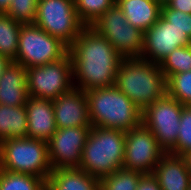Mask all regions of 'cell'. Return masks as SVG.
Returning <instances> with one entry per match:
<instances>
[{
  "label": "cell",
  "mask_w": 191,
  "mask_h": 190,
  "mask_svg": "<svg viewBox=\"0 0 191 190\" xmlns=\"http://www.w3.org/2000/svg\"><path fill=\"white\" fill-rule=\"evenodd\" d=\"M12 62L10 58L0 55V77Z\"/></svg>",
  "instance_id": "1f68e13d"
},
{
  "label": "cell",
  "mask_w": 191,
  "mask_h": 190,
  "mask_svg": "<svg viewBox=\"0 0 191 190\" xmlns=\"http://www.w3.org/2000/svg\"><path fill=\"white\" fill-rule=\"evenodd\" d=\"M191 151V106H184L180 116L179 133L170 154L183 156Z\"/></svg>",
  "instance_id": "4316f807"
},
{
  "label": "cell",
  "mask_w": 191,
  "mask_h": 190,
  "mask_svg": "<svg viewBox=\"0 0 191 190\" xmlns=\"http://www.w3.org/2000/svg\"><path fill=\"white\" fill-rule=\"evenodd\" d=\"M123 130L92 127L82 151L79 169L99 180L123 167Z\"/></svg>",
  "instance_id": "277c9868"
},
{
  "label": "cell",
  "mask_w": 191,
  "mask_h": 190,
  "mask_svg": "<svg viewBox=\"0 0 191 190\" xmlns=\"http://www.w3.org/2000/svg\"><path fill=\"white\" fill-rule=\"evenodd\" d=\"M92 126L57 129L47 142L53 170L79 168L82 151Z\"/></svg>",
  "instance_id": "7c38bea8"
},
{
  "label": "cell",
  "mask_w": 191,
  "mask_h": 190,
  "mask_svg": "<svg viewBox=\"0 0 191 190\" xmlns=\"http://www.w3.org/2000/svg\"><path fill=\"white\" fill-rule=\"evenodd\" d=\"M28 97L26 68L13 61L0 77V104L22 106Z\"/></svg>",
  "instance_id": "e0dca14e"
},
{
  "label": "cell",
  "mask_w": 191,
  "mask_h": 190,
  "mask_svg": "<svg viewBox=\"0 0 191 190\" xmlns=\"http://www.w3.org/2000/svg\"><path fill=\"white\" fill-rule=\"evenodd\" d=\"M22 23L0 12V55L15 61Z\"/></svg>",
  "instance_id": "44dd1931"
},
{
  "label": "cell",
  "mask_w": 191,
  "mask_h": 190,
  "mask_svg": "<svg viewBox=\"0 0 191 190\" xmlns=\"http://www.w3.org/2000/svg\"><path fill=\"white\" fill-rule=\"evenodd\" d=\"M128 22L146 32L161 16L162 5L157 0H116Z\"/></svg>",
  "instance_id": "ac0fdd59"
},
{
  "label": "cell",
  "mask_w": 191,
  "mask_h": 190,
  "mask_svg": "<svg viewBox=\"0 0 191 190\" xmlns=\"http://www.w3.org/2000/svg\"><path fill=\"white\" fill-rule=\"evenodd\" d=\"M57 129L92 126L89 118L86 92L73 87L53 100Z\"/></svg>",
  "instance_id": "5bb4252c"
},
{
  "label": "cell",
  "mask_w": 191,
  "mask_h": 190,
  "mask_svg": "<svg viewBox=\"0 0 191 190\" xmlns=\"http://www.w3.org/2000/svg\"><path fill=\"white\" fill-rule=\"evenodd\" d=\"M28 96L55 100L73 87V70L70 55L57 62L26 69Z\"/></svg>",
  "instance_id": "9c48e42d"
},
{
  "label": "cell",
  "mask_w": 191,
  "mask_h": 190,
  "mask_svg": "<svg viewBox=\"0 0 191 190\" xmlns=\"http://www.w3.org/2000/svg\"><path fill=\"white\" fill-rule=\"evenodd\" d=\"M77 15L85 26L93 24L106 10H109L115 0H74Z\"/></svg>",
  "instance_id": "d4e9b609"
},
{
  "label": "cell",
  "mask_w": 191,
  "mask_h": 190,
  "mask_svg": "<svg viewBox=\"0 0 191 190\" xmlns=\"http://www.w3.org/2000/svg\"><path fill=\"white\" fill-rule=\"evenodd\" d=\"M90 27L106 38L123 58H139L144 46V32L132 26L115 3Z\"/></svg>",
  "instance_id": "ba28073f"
},
{
  "label": "cell",
  "mask_w": 191,
  "mask_h": 190,
  "mask_svg": "<svg viewBox=\"0 0 191 190\" xmlns=\"http://www.w3.org/2000/svg\"><path fill=\"white\" fill-rule=\"evenodd\" d=\"M136 190H161L158 179L152 174L141 177Z\"/></svg>",
  "instance_id": "f546056e"
},
{
  "label": "cell",
  "mask_w": 191,
  "mask_h": 190,
  "mask_svg": "<svg viewBox=\"0 0 191 190\" xmlns=\"http://www.w3.org/2000/svg\"><path fill=\"white\" fill-rule=\"evenodd\" d=\"M167 95L177 99L184 106H191V71L169 76Z\"/></svg>",
  "instance_id": "484cf974"
},
{
  "label": "cell",
  "mask_w": 191,
  "mask_h": 190,
  "mask_svg": "<svg viewBox=\"0 0 191 190\" xmlns=\"http://www.w3.org/2000/svg\"><path fill=\"white\" fill-rule=\"evenodd\" d=\"M183 107L177 99L166 95L142 111L141 123L154 134L166 153L176 144Z\"/></svg>",
  "instance_id": "30bf717a"
},
{
  "label": "cell",
  "mask_w": 191,
  "mask_h": 190,
  "mask_svg": "<svg viewBox=\"0 0 191 190\" xmlns=\"http://www.w3.org/2000/svg\"><path fill=\"white\" fill-rule=\"evenodd\" d=\"M27 137L26 107L0 104V143L7 139Z\"/></svg>",
  "instance_id": "ffe728a7"
},
{
  "label": "cell",
  "mask_w": 191,
  "mask_h": 190,
  "mask_svg": "<svg viewBox=\"0 0 191 190\" xmlns=\"http://www.w3.org/2000/svg\"><path fill=\"white\" fill-rule=\"evenodd\" d=\"M159 65L166 78L191 71V44L174 49Z\"/></svg>",
  "instance_id": "cb8c5ba5"
},
{
  "label": "cell",
  "mask_w": 191,
  "mask_h": 190,
  "mask_svg": "<svg viewBox=\"0 0 191 190\" xmlns=\"http://www.w3.org/2000/svg\"><path fill=\"white\" fill-rule=\"evenodd\" d=\"M33 24L68 48L85 27L77 15L74 0H37Z\"/></svg>",
  "instance_id": "52a82bcc"
},
{
  "label": "cell",
  "mask_w": 191,
  "mask_h": 190,
  "mask_svg": "<svg viewBox=\"0 0 191 190\" xmlns=\"http://www.w3.org/2000/svg\"><path fill=\"white\" fill-rule=\"evenodd\" d=\"M0 190H46V180L31 174L0 169Z\"/></svg>",
  "instance_id": "7402d4cb"
},
{
  "label": "cell",
  "mask_w": 191,
  "mask_h": 190,
  "mask_svg": "<svg viewBox=\"0 0 191 190\" xmlns=\"http://www.w3.org/2000/svg\"><path fill=\"white\" fill-rule=\"evenodd\" d=\"M166 152L159 146L154 134L142 123L126 131L123 169L152 174Z\"/></svg>",
  "instance_id": "8fae6325"
},
{
  "label": "cell",
  "mask_w": 191,
  "mask_h": 190,
  "mask_svg": "<svg viewBox=\"0 0 191 190\" xmlns=\"http://www.w3.org/2000/svg\"><path fill=\"white\" fill-rule=\"evenodd\" d=\"M46 190H100V180L79 168H59L51 171Z\"/></svg>",
  "instance_id": "d6986e66"
},
{
  "label": "cell",
  "mask_w": 191,
  "mask_h": 190,
  "mask_svg": "<svg viewBox=\"0 0 191 190\" xmlns=\"http://www.w3.org/2000/svg\"><path fill=\"white\" fill-rule=\"evenodd\" d=\"M183 157H184V159L186 161L187 169L191 173V151L184 154Z\"/></svg>",
  "instance_id": "836d02e7"
},
{
  "label": "cell",
  "mask_w": 191,
  "mask_h": 190,
  "mask_svg": "<svg viewBox=\"0 0 191 190\" xmlns=\"http://www.w3.org/2000/svg\"><path fill=\"white\" fill-rule=\"evenodd\" d=\"M167 5L171 9L191 14V0H170Z\"/></svg>",
  "instance_id": "4dcf8cb0"
},
{
  "label": "cell",
  "mask_w": 191,
  "mask_h": 190,
  "mask_svg": "<svg viewBox=\"0 0 191 190\" xmlns=\"http://www.w3.org/2000/svg\"><path fill=\"white\" fill-rule=\"evenodd\" d=\"M188 190H191V181H190V184H189Z\"/></svg>",
  "instance_id": "d590c367"
},
{
  "label": "cell",
  "mask_w": 191,
  "mask_h": 190,
  "mask_svg": "<svg viewBox=\"0 0 191 190\" xmlns=\"http://www.w3.org/2000/svg\"><path fill=\"white\" fill-rule=\"evenodd\" d=\"M36 9L37 0H11L8 10L5 13L22 24H33Z\"/></svg>",
  "instance_id": "83f0119b"
},
{
  "label": "cell",
  "mask_w": 191,
  "mask_h": 190,
  "mask_svg": "<svg viewBox=\"0 0 191 190\" xmlns=\"http://www.w3.org/2000/svg\"><path fill=\"white\" fill-rule=\"evenodd\" d=\"M142 173L123 168L100 179V190H136Z\"/></svg>",
  "instance_id": "603a6c76"
},
{
  "label": "cell",
  "mask_w": 191,
  "mask_h": 190,
  "mask_svg": "<svg viewBox=\"0 0 191 190\" xmlns=\"http://www.w3.org/2000/svg\"><path fill=\"white\" fill-rule=\"evenodd\" d=\"M153 175L161 190H188L191 173L183 156L165 153L156 164Z\"/></svg>",
  "instance_id": "2e32d148"
},
{
  "label": "cell",
  "mask_w": 191,
  "mask_h": 190,
  "mask_svg": "<svg viewBox=\"0 0 191 190\" xmlns=\"http://www.w3.org/2000/svg\"><path fill=\"white\" fill-rule=\"evenodd\" d=\"M0 169L12 173L31 174L47 181L53 170L47 142L27 137L2 141Z\"/></svg>",
  "instance_id": "5b68a950"
},
{
  "label": "cell",
  "mask_w": 191,
  "mask_h": 190,
  "mask_svg": "<svg viewBox=\"0 0 191 190\" xmlns=\"http://www.w3.org/2000/svg\"><path fill=\"white\" fill-rule=\"evenodd\" d=\"M74 87L83 91L115 85L123 57L111 43L90 26H85L68 48Z\"/></svg>",
  "instance_id": "6da1fadb"
},
{
  "label": "cell",
  "mask_w": 191,
  "mask_h": 190,
  "mask_svg": "<svg viewBox=\"0 0 191 190\" xmlns=\"http://www.w3.org/2000/svg\"><path fill=\"white\" fill-rule=\"evenodd\" d=\"M10 3L11 0H0V12L5 13L8 10Z\"/></svg>",
  "instance_id": "d6a6232c"
},
{
  "label": "cell",
  "mask_w": 191,
  "mask_h": 190,
  "mask_svg": "<svg viewBox=\"0 0 191 190\" xmlns=\"http://www.w3.org/2000/svg\"><path fill=\"white\" fill-rule=\"evenodd\" d=\"M115 86L143 111L167 95V78L159 64L142 58H123Z\"/></svg>",
  "instance_id": "7a4b0ae2"
},
{
  "label": "cell",
  "mask_w": 191,
  "mask_h": 190,
  "mask_svg": "<svg viewBox=\"0 0 191 190\" xmlns=\"http://www.w3.org/2000/svg\"><path fill=\"white\" fill-rule=\"evenodd\" d=\"M191 44V40L181 30L172 26L162 16L146 32L140 58L160 64L174 49Z\"/></svg>",
  "instance_id": "4fadbf2b"
},
{
  "label": "cell",
  "mask_w": 191,
  "mask_h": 190,
  "mask_svg": "<svg viewBox=\"0 0 191 190\" xmlns=\"http://www.w3.org/2000/svg\"><path fill=\"white\" fill-rule=\"evenodd\" d=\"M161 5L167 4L170 0H157Z\"/></svg>",
  "instance_id": "e575fe53"
},
{
  "label": "cell",
  "mask_w": 191,
  "mask_h": 190,
  "mask_svg": "<svg viewBox=\"0 0 191 190\" xmlns=\"http://www.w3.org/2000/svg\"><path fill=\"white\" fill-rule=\"evenodd\" d=\"M161 16L172 26L185 32L191 40V14L171 9L167 4L162 5Z\"/></svg>",
  "instance_id": "f1b7e54d"
},
{
  "label": "cell",
  "mask_w": 191,
  "mask_h": 190,
  "mask_svg": "<svg viewBox=\"0 0 191 190\" xmlns=\"http://www.w3.org/2000/svg\"><path fill=\"white\" fill-rule=\"evenodd\" d=\"M92 127L129 131L141 124L142 111L115 85L86 91Z\"/></svg>",
  "instance_id": "3957f363"
},
{
  "label": "cell",
  "mask_w": 191,
  "mask_h": 190,
  "mask_svg": "<svg viewBox=\"0 0 191 190\" xmlns=\"http://www.w3.org/2000/svg\"><path fill=\"white\" fill-rule=\"evenodd\" d=\"M27 115V138L48 142L57 131L53 101L28 97L25 103Z\"/></svg>",
  "instance_id": "9a60e30c"
},
{
  "label": "cell",
  "mask_w": 191,
  "mask_h": 190,
  "mask_svg": "<svg viewBox=\"0 0 191 190\" xmlns=\"http://www.w3.org/2000/svg\"><path fill=\"white\" fill-rule=\"evenodd\" d=\"M68 54V47L35 24H22L14 62L24 68L57 62Z\"/></svg>",
  "instance_id": "8992f818"
}]
</instances>
